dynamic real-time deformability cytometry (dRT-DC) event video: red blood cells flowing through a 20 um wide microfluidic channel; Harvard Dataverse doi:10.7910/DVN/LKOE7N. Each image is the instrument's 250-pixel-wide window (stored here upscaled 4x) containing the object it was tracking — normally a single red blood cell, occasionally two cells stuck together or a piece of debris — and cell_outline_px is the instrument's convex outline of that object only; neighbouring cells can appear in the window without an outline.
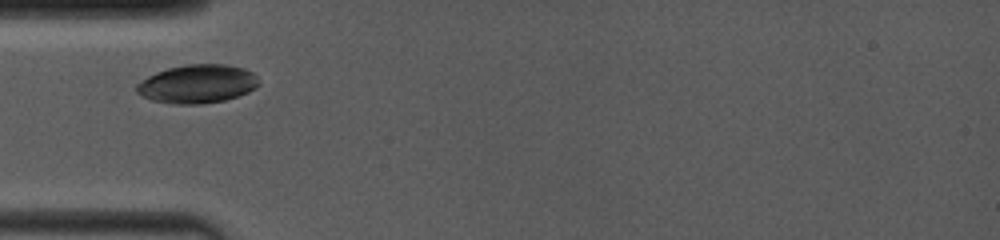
{"species": "common noctule bat (a hibernating species)", "species_latin": "Nyctalus noctula", "temperature_condition": "room temperature", "stored_images_in_passage": 24, "camera_frame_rate_fps": 4000, "um_per_image_px": 0.085, "animal": {"sex": "female", "body_mass_g": 19.0, "forearm_length_mm": 53.3}, "frame": {"image": 1, "passage_image": 1, "time_ms": 0.0, "image_size_px": [1000, 240], "cell_outline_px": [[260, 84], [256, 88], [248, 92], [224, 100], [200, 104], [172, 104], [152, 100], [136, 92], [136, 84], [148, 76], [156, 72], [168, 68], [184, 64], [224, 64], [244, 68], [252, 72], [256, 76]], "centroid_in_image_um": [16.78, 7.12], "position_along_channel_um": 68.2, "area_um2": 27.46}}
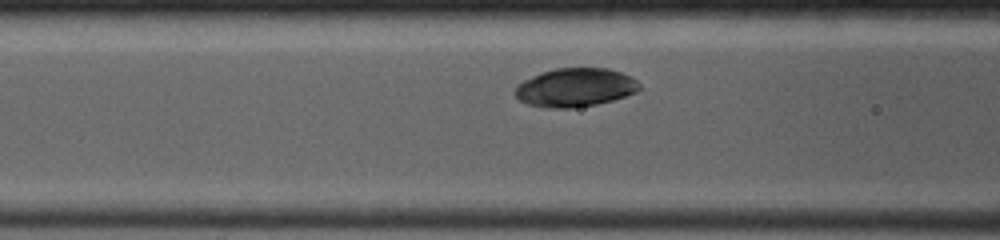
{"frame": {"image": 2, "passage_image": 10, "time_ms": 1.25, "image_size_px": [1000, 240], "cell_outline_px": [[640, 88], [636, 92], [612, 100], [596, 104], [572, 108], [548, 108], [528, 104], [520, 100], [512, 92], [516, 84], [540, 72], [556, 68], [608, 68], [620, 72], [636, 80], [640, 84]], "centroid_in_image_um": [48.84, 7.43], "position_along_channel_um": 117.8, "area_um2": 27.98}}
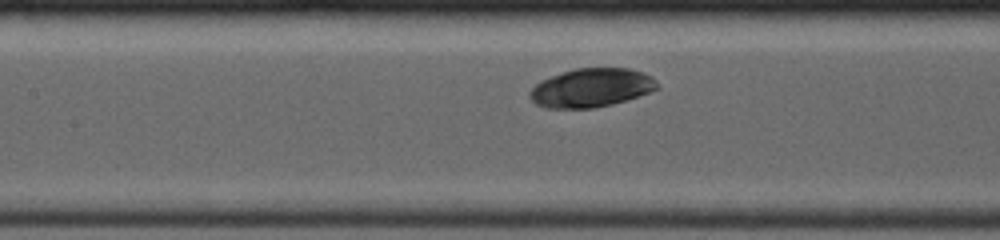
{"frame": {"image": 3, "passage_image": 18, "time_ms": 2.25, "image_size_px": [1000, 240], "cell_outline_px": [[660, 88], [612, 104], [592, 108], [544, 108], [536, 104], [528, 96], [528, 92], [540, 80], [560, 72], [576, 68], [628, 68], [644, 72], [652, 76], [656, 80]], "centroid_in_image_um": [50.23, 7.45], "position_along_channel_um": 157.2, "area_um2": 28.84}}